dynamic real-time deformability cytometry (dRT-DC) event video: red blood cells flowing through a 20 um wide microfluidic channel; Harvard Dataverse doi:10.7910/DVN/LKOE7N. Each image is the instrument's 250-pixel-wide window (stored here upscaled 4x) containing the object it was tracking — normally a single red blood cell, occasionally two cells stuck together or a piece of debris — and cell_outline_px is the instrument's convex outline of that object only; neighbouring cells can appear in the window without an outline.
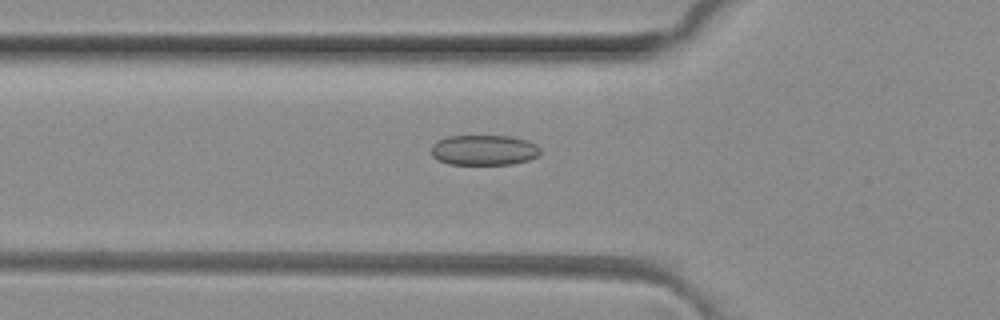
{"species": "common noctule bat (a hibernating species)", "species_latin": "Nyctalus noctula", "temperature_condition": "room temperature", "stored_images_in_passage": 32, "camera_frame_rate_fps": 3000, "um_per_image_px": 0.085, "animal": {"sex": "female", "body_mass_g": 29.2, "forearm_length_mm": 56.3}, "frame": {"image": 1, "passage_image": 5, "time_ms": 1.333, "image_size_px": [1000, 320], "cell_outline_px": [[540, 156], [528, 160], [512, 164], [448, 164], [432, 156], [432, 144], [436, 140], [448, 136], [508, 136], [528, 140], [536, 144], [540, 148]], "centroid_in_image_um": [41.15, 12.75], "position_along_channel_um": 84.6, "area_um2": 19.36}}
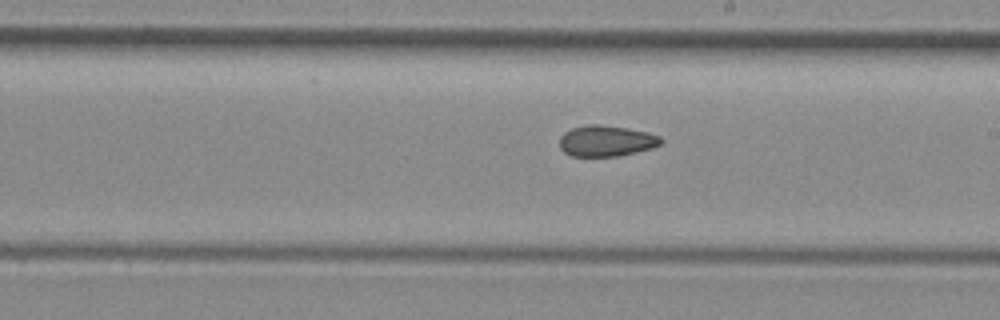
{"frame": {"image": 2, "passage_image": 16, "time_ms": 5.0, "image_size_px": [1000, 320], "cell_outline_px": [[664, 140], [660, 144], [652, 148], [636, 152], [616, 156], [572, 156], [564, 152], [560, 148], [560, 136], [564, 132], [572, 128], [588, 124], [600, 124], [628, 128], [648, 132], [660, 136]], "centroid_in_image_um": [51.53, 11.97], "position_along_channel_um": 237.5, "area_um2": 18.38}}
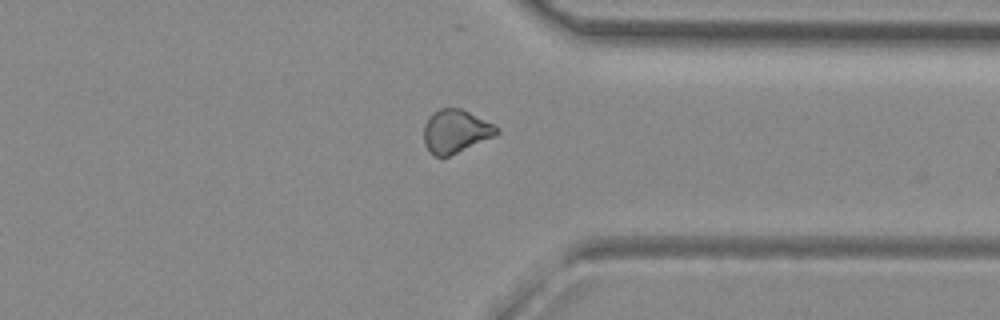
{"frame": {"image": 3, "passage_image": 26, "time_ms": 8.333, "image_size_px": [1000, 320], "cell_outline_px": [[500, 132], [496, 136], [448, 156], [436, 156], [424, 144], [424, 124], [428, 116], [440, 108], [460, 108], [500, 128]], "centroid_in_image_um": [38.73, 11.15], "position_along_channel_um": 372.7, "area_um2": 18.15}, "authors_computed_cell_mechanics": {"area_um2": 18.3515, "velocity_mm_per_s": 4.1564, "shape_relaxation_time_tau1_ms": null, "shape_relaxation_time_tau2_ms": 3.8566, "deformation_change_tau1": null, "deformation_change_tau2": 0.0941}}